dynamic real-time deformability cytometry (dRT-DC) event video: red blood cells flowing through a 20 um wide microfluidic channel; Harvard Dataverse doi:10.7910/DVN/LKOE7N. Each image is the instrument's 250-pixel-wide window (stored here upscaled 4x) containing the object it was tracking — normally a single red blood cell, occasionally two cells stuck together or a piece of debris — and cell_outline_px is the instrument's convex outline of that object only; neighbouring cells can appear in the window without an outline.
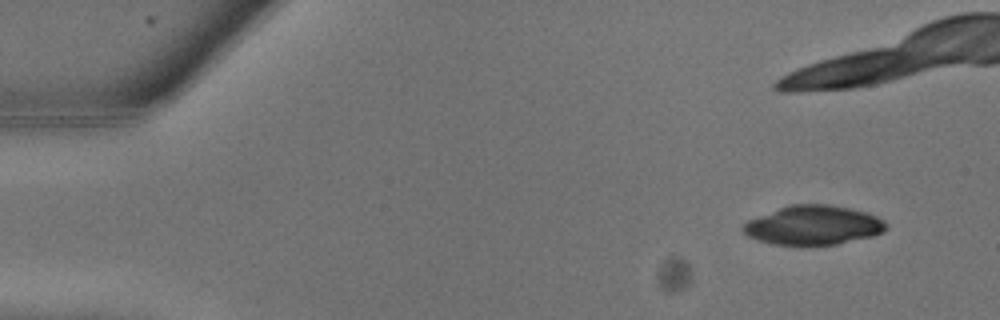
{"species": "common noctule bat (a hibernating species)", "species_latin": "Nyctalus noctula", "temperature_condition": "warm", "stored_images_in_passage": 9, "camera_frame_rate_fps": 3000, "um_per_image_px": 0.085, "animal": {"sex": "male", "body_mass_g": 13.3}, "frame": {"image": 1, "passage_image": 1, "time_ms": 0.0, "image_size_px": [1000, 320], "cell_outline_px": [[888, 228], [884, 232], [872, 236], [836, 244], [804, 248], [772, 244], [748, 236], [740, 228], [748, 220], [788, 204], [828, 204], [868, 212], [884, 220], [888, 224]], "centroid_in_image_um": [69.13, 19.17], "position_along_channel_um": 15.9, "area_um2": 33.47}}